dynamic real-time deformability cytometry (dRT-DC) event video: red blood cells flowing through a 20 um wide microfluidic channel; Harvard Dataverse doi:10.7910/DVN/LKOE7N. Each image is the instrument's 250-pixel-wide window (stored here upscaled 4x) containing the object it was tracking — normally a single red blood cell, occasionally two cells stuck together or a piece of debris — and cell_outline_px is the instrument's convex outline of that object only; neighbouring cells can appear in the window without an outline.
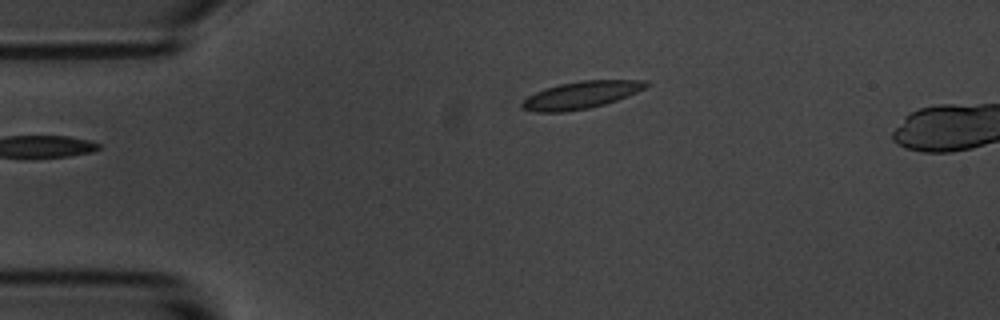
{"species": "common noctule bat (a hibernating species)", "species_latin": "Nyctalus noctula", "temperature_condition": "room temperature", "stored_images_in_passage": 5, "camera_frame_rate_fps": 3000, "um_per_image_px": 0.085, "animal": {"sex": "male", "body_mass_g": 20.1, "forearm_length_mm": 53.5}, "frame": {"image": 1, "passage_image": 5, "time_ms": 4.667, "image_size_px": [1000, 320], "cell_outline_px": [[652, 84], [628, 96], [604, 104], [588, 108], [564, 112], [536, 112], [520, 108], [520, 104], [528, 96], [544, 88], [560, 84], [580, 80], [644, 80]], "centroid_in_image_um": [49.37, 8.07], "position_along_channel_um": 35.6, "area_um2": 19.71}}